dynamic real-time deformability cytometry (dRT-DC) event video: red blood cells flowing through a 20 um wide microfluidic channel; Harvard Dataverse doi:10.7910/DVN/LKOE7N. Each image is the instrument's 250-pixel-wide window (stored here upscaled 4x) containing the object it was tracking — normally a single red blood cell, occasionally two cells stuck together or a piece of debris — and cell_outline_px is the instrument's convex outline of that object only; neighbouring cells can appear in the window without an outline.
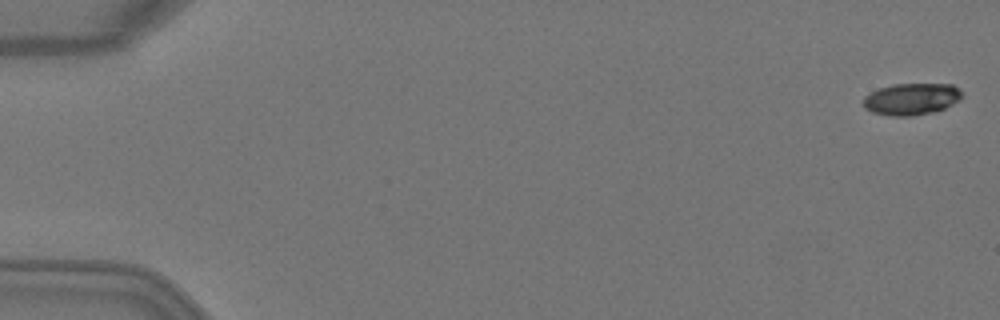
{"species": "Egyptian fruit bat (a non-hibernating species)", "species_latin": "Rousettus aegyptiacus", "temperature_condition": "warm", "stored_images_in_passage": 5, "segment_of_instrument_passage": [1, 2], "camera_frame_rate_fps": 3000, "um_per_image_px": 0.085, "animal": {"sex": "female"}, "frame": {"image": 1, "passage_image": 1, "time_ms": 0.0, "image_size_px": [1000, 320], "cell_outline_px": [[964, 96], [960, 100], [936, 112], [912, 116], [888, 116], [872, 112], [864, 108], [864, 96], [880, 88], [892, 84], [952, 84], [960, 88]], "centroid_in_image_um": [77.51, 8.42], "position_along_channel_um": 7.5, "area_um2": 18.5}}
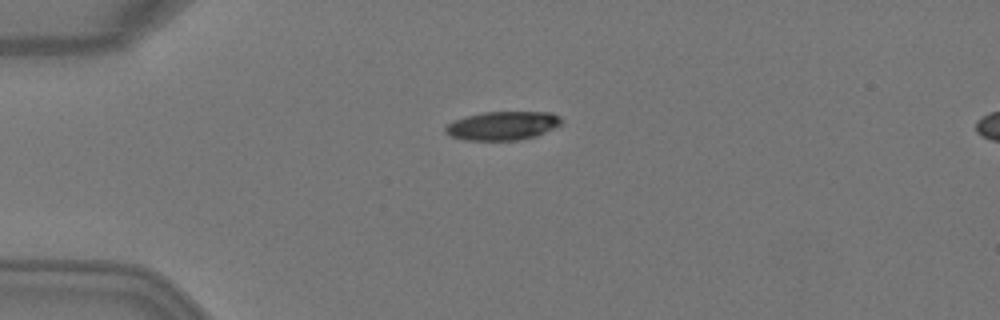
{"frame": {"image": 2, "passage_image": 4, "time_ms": 1.0, "image_size_px": [1000, 320], "cell_outline_px": [[560, 124], [536, 136], [516, 140], [464, 140], [452, 136], [444, 132], [444, 128], [452, 120], [484, 112], [552, 112], [560, 116]], "centroid_in_image_um": [42.68, 10.68], "position_along_channel_um": 42.3, "area_um2": 19.19}}